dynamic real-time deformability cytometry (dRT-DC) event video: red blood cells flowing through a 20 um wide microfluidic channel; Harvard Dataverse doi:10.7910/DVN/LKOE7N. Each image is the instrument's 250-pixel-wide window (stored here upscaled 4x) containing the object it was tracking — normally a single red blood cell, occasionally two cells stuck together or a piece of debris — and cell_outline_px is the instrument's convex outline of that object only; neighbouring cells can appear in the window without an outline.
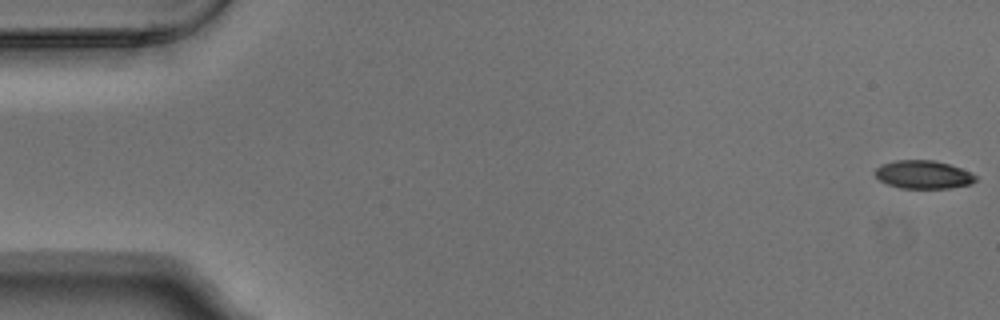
{"species": "Egyptian fruit bat (a non-hibernating species)", "species_latin": "Rousettus aegyptiacus", "temperature_condition": "warm", "stored_images_in_passage": 5, "camera_frame_rate_fps": 3000, "um_per_image_px": 0.085, "animal": {"sex": "male"}, "frame": {"image": 1, "passage_image": 1, "time_ms": 0.0, "image_size_px": [1000, 320], "cell_outline_px": [[976, 180], [972, 184], [952, 188], [900, 188], [888, 184], [880, 180], [872, 172], [880, 164], [896, 160], [932, 160], [948, 164], [960, 168], [976, 176]], "centroid_in_image_um": [78.44, 14.84], "position_along_channel_um": 6.6, "area_um2": 16.53}}
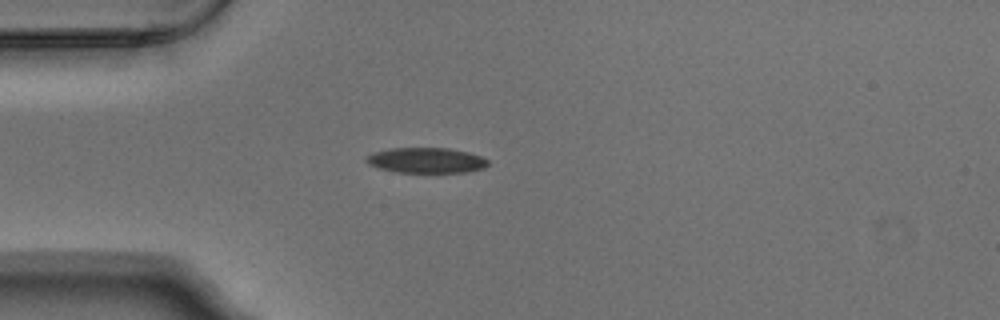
{"frame": {"image": 2, "passage_image": 5, "time_ms": 1.333, "image_size_px": [1000, 320], "cell_outline_px": [[488, 164], [484, 168], [464, 172], [396, 172], [380, 168], [368, 164], [364, 160], [364, 156], [388, 148], [448, 148], [468, 152], [480, 156], [488, 160]], "centroid_in_image_um": [36.2, 13.62], "position_along_channel_um": 48.8, "area_um2": 17.92}}